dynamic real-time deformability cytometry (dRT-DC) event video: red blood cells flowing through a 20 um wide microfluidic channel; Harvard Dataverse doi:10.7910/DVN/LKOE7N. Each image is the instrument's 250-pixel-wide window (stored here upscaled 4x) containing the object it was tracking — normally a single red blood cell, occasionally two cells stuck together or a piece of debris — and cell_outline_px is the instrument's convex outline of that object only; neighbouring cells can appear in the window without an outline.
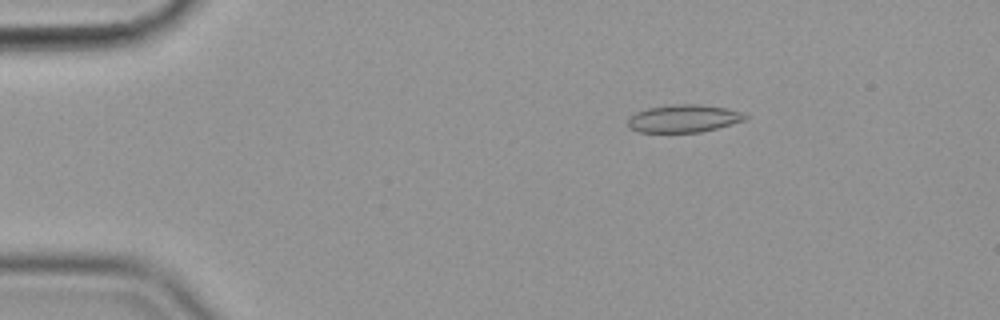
{"species": "common noctule bat (a hibernating species)", "species_latin": "Nyctalus noctula", "temperature_condition": "cold", "stored_images_in_passage": 55, "camera_frame_rate_fps": 3000, "um_per_image_px": 0.085, "animal": {"sex": "female", "body_mass_g": 19.9}, "frame": {"image": 1, "passage_image": 8, "time_ms": 2.333, "image_size_px": [1000, 320], "cell_outline_px": [[748, 116], [744, 120], [716, 128], [700, 132], [640, 132], [628, 128], [628, 120], [636, 112], [648, 108], [672, 104], [700, 104], [724, 108], [740, 112]], "centroid_in_image_um": [58.07, 10.07], "position_along_channel_um": 26.9, "area_um2": 18.67}}
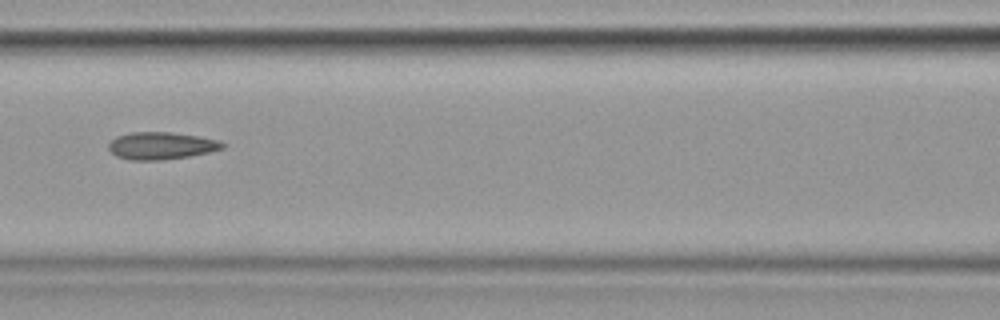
{"frame": {"image": 2, "passage_image": 24, "time_ms": 7.667, "image_size_px": [1000, 320], "cell_outline_px": [[224, 148], [208, 152], [188, 156], [160, 160], [132, 160], [116, 156], [108, 148], [108, 144], [116, 136], [132, 132], [172, 132], [196, 136], [216, 140], [224, 144]], "centroid_in_image_um": [13.65, 12.38], "position_along_channel_um": 152.9, "area_um2": 17.86}}
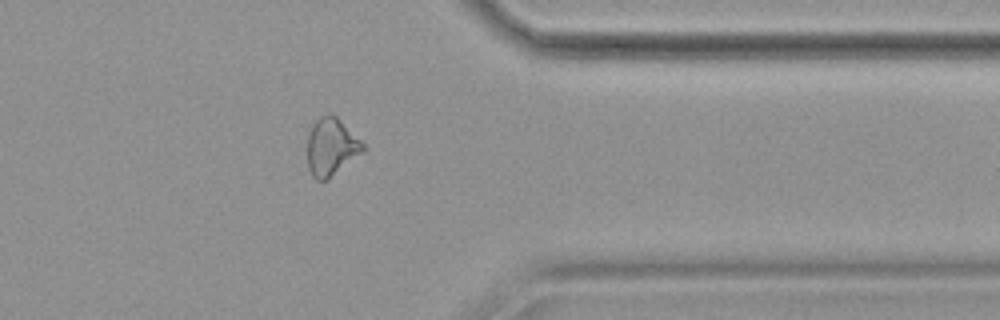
{"frame": {"image": 3, "passage_image": 44, "time_ms": 14.333, "image_size_px": [1000, 320], "cell_outline_px": [[364, 152], [328, 180], [316, 180], [312, 176], [308, 168], [308, 136], [312, 124], [320, 116], [336, 116], [364, 144]], "centroid_in_image_um": [28.15, 12.54], "position_along_channel_um": 383.2, "area_um2": 18.5}, "authors_computed_cell_mechanics": {"area_um2": 18.785, "velocity_mm_per_s": 3.5977, "shape_relaxation_time_tau1_ms": 7.8135, "shape_relaxation_time_tau2_ms": 2.7915, "deformation_change_tau1": 0.1461, "deformation_change_tau2": 0.115}}